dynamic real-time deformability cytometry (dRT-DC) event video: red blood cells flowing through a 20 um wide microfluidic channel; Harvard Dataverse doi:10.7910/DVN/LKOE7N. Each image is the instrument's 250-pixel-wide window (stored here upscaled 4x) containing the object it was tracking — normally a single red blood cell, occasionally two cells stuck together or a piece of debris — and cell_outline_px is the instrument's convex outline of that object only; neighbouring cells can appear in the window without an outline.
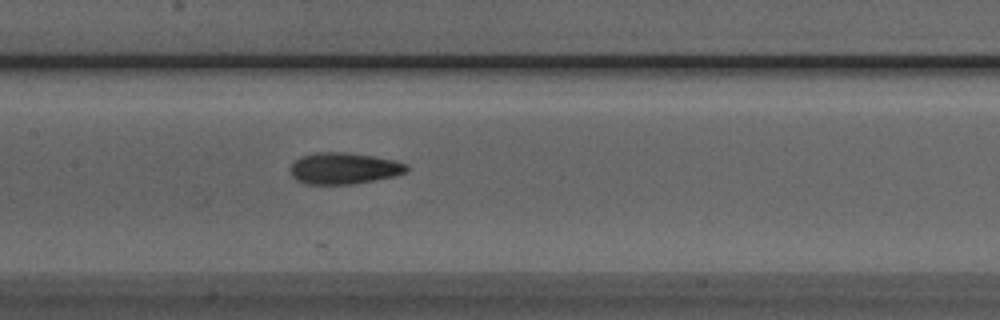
{"species": "Egyptian fruit bat (a non-hibernating species)", "species_latin": "Rousettus aegyptiacus", "temperature_condition": "room temperature", "stored_images_in_passage": 16, "camera_frame_rate_fps": 3000, "um_per_image_px": 0.085, "animal": {"sex": "male"}, "frame": {"image": 1, "passage_image": 12, "time_ms": 3.667, "image_size_px": [1000, 320], "cell_outline_px": [[408, 172], [396, 176], [352, 184], [304, 184], [296, 180], [292, 176], [288, 168], [300, 156], [312, 152], [344, 152], [372, 156], [396, 160], [408, 164]], "centroid_in_image_um": [29.22, 14.31], "position_along_channel_um": 178.2, "area_um2": 21.62}}
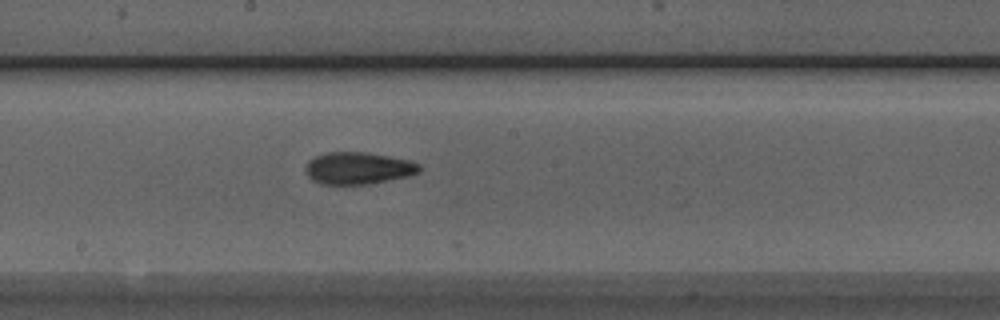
{"frame": {"image": 2, "passage_image": 15, "time_ms": 4.667, "image_size_px": [1000, 320], "cell_outline_px": [[420, 172], [408, 176], [368, 184], [320, 184], [312, 180], [308, 176], [304, 168], [308, 160], [316, 156], [328, 152], [364, 152], [412, 160], [420, 164]], "centroid_in_image_um": [30.44, 14.29], "position_along_channel_um": 217.8, "area_um2": 21.33}}